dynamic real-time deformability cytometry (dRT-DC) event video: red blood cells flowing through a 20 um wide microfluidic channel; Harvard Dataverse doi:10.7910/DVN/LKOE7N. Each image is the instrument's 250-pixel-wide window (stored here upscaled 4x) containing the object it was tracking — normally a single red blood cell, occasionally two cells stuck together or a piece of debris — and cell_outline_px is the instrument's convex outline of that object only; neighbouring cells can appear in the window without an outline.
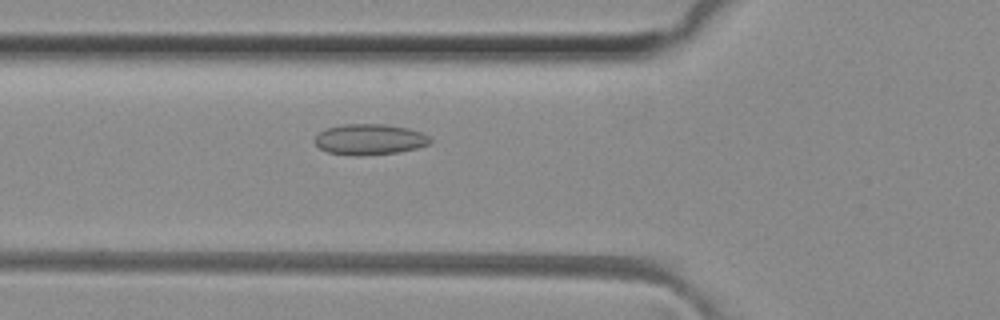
{"species": "common noctule bat (a hibernating species)", "species_latin": "Nyctalus noctula", "temperature_condition": "room temperature", "stored_images_in_passage": 42, "camera_frame_rate_fps": 3000, "um_per_image_px": 0.085, "animal": {"sex": "female", "body_mass_g": 29.2, "forearm_length_mm": 56.3}, "frame": {"image": 1, "passage_image": 10, "time_ms": 3.0, "image_size_px": [1000, 320], "cell_outline_px": [[432, 144], [400, 152], [360, 156], [352, 156], [328, 152], [320, 148], [316, 144], [316, 136], [324, 128], [340, 124], [388, 124], [408, 128], [424, 132], [432, 140]], "centroid_in_image_um": [31.46, 11.84], "position_along_channel_um": 94.3, "area_um2": 21.04}}
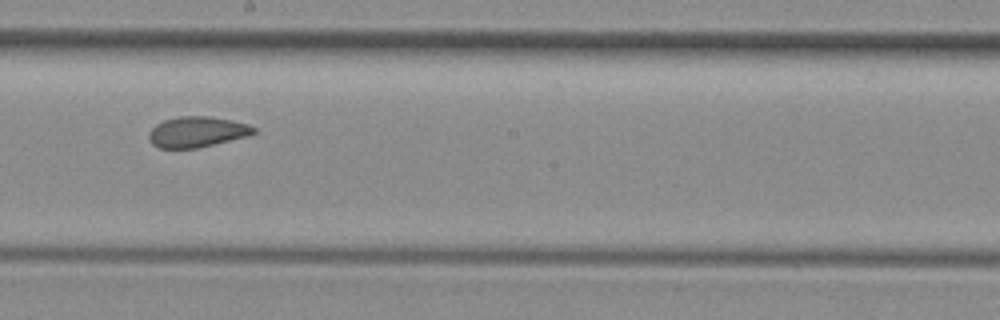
{"frame": {"image": 2, "passage_image": 20, "time_ms": 6.333, "image_size_px": [1000, 320], "cell_outline_px": [[256, 132], [248, 136], [196, 148], [160, 148], [152, 144], [148, 136], [148, 132], [156, 124], [164, 120], [180, 116], [208, 116], [248, 124], [256, 128]], "centroid_in_image_um": [16.72, 11.21], "position_along_channel_um": 231.5, "area_um2": 18.55}}
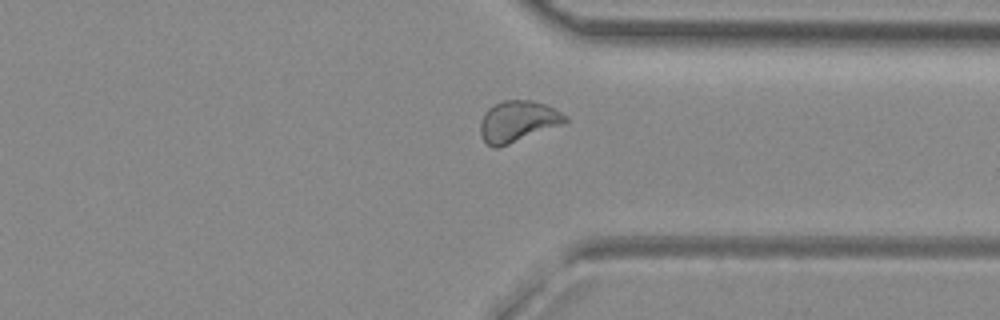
{"frame": {"image": 3, "passage_image": 30, "time_ms": 9.667, "image_size_px": [1000, 320], "cell_outline_px": [[568, 120], [564, 124], [500, 148], [492, 148], [480, 136], [480, 120], [484, 112], [488, 108], [504, 100], [532, 100], [544, 104], [568, 116]], "centroid_in_image_um": [43.99, 10.34], "position_along_channel_um": 367.4, "area_um2": 20.58}, "authors_computed_cell_mechanics": {"area_um2": 19.5075, "velocity_mm_per_s": 4.0987, "shape_relaxation_time_tau1_ms": null, "shape_relaxation_time_tau2_ms": 1.4077, "deformation_change_tau1": null, "deformation_change_tau2": 0.0591}}